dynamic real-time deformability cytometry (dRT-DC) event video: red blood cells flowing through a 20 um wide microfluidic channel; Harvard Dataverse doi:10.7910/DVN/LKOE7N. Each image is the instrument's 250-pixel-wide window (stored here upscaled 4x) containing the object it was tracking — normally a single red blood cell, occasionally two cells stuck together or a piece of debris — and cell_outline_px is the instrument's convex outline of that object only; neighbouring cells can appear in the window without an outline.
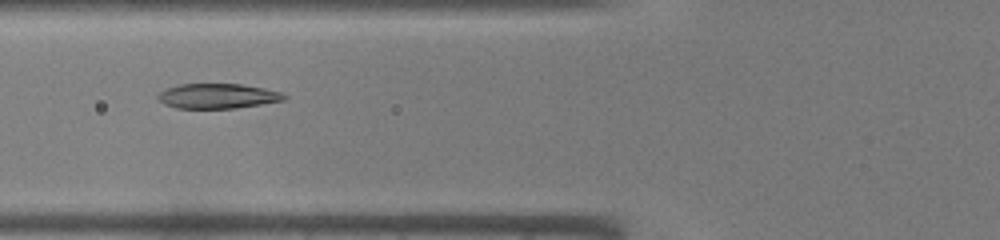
{"species": "common noctule bat (a hibernating species)", "species_latin": "Nyctalus noctula", "temperature_condition": "warm", "stored_images_in_passage": 18, "camera_frame_rate_fps": 3000, "um_per_image_px": 0.085, "animal": {"sex": "male", "body_mass_g": 19.0, "forearm_length_mm": 50.8}, "frame": {"image": 1, "passage_image": 3, "time_ms": 0.667, "image_size_px": [1000, 240], "cell_outline_px": [[288, 96], [284, 100], [236, 108], [176, 108], [164, 104], [156, 96], [160, 92], [168, 88], [180, 84], [240, 84], [264, 88], [280, 92]], "centroid_in_image_um": [18.5, 8.16], "position_along_channel_um": 107.3, "area_um2": 18.15}}
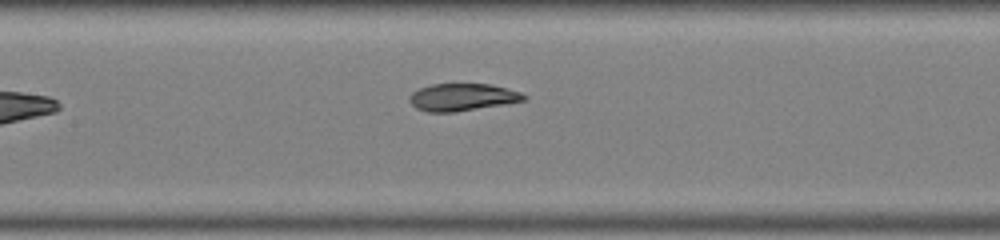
{"frame": {"image": 2, "passage_image": 7, "time_ms": 2.0, "image_size_px": [1000, 240], "cell_outline_px": [[528, 96], [524, 100], [504, 104], [452, 112], [428, 112], [416, 108], [408, 100], [408, 96], [412, 92], [420, 88], [432, 84], [488, 84], [520, 92]], "centroid_in_image_um": [39.25, 8.26], "position_along_channel_um": 168.2, "area_um2": 17.98}}
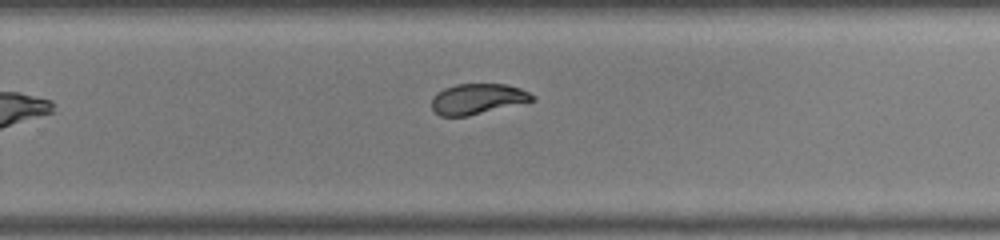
{"frame": {"image": 3, "passage_image": 15, "time_ms": 4.667, "image_size_px": [1000, 240], "cell_outline_px": [[536, 100], [468, 116], [440, 116], [432, 108], [432, 100], [436, 92], [444, 88], [456, 84], [508, 84], [520, 88], [536, 96]], "centroid_in_image_um": [40.61, 8.4], "position_along_channel_um": 289.2, "area_um2": 17.92}}